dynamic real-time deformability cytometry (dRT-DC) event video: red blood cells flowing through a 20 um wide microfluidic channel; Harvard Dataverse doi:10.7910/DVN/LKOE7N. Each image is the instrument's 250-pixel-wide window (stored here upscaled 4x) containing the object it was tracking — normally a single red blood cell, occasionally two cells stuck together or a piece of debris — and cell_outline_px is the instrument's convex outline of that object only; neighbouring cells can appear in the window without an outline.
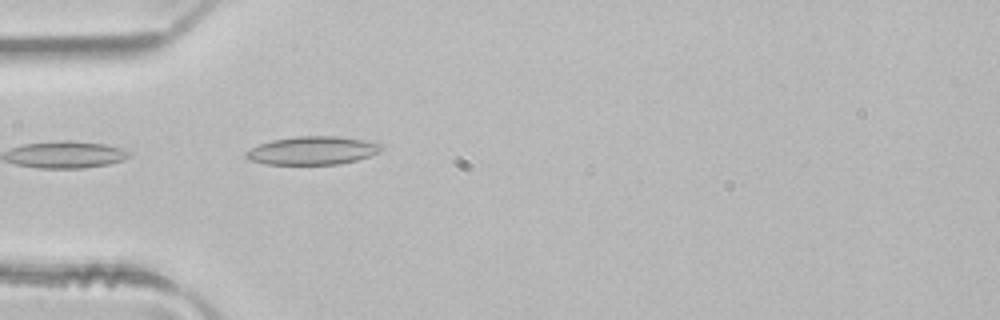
{"species": "common noctule bat (a hibernating species)", "species_latin": "Nyctalus noctula", "temperature_condition": "room temperature", "stored_images_in_passage": 4, "camera_frame_rate_fps": 3000, "um_per_image_px": 0.085, "animal": {"sex": "male", "body_mass_g": 21.5, "forearm_length_mm": 52.0}, "frame": {"image": 1, "passage_image": 4, "time_ms": 1.0, "image_size_px": [1000, 320], "cell_outline_px": [[384, 148], [380, 152], [356, 160], [340, 164], [264, 164], [252, 160], [244, 156], [244, 152], [260, 144], [272, 140], [296, 136], [340, 136], [380, 144]], "centroid_in_image_um": [26.55, 12.79], "position_along_channel_um": 58.5, "area_um2": 22.08}}